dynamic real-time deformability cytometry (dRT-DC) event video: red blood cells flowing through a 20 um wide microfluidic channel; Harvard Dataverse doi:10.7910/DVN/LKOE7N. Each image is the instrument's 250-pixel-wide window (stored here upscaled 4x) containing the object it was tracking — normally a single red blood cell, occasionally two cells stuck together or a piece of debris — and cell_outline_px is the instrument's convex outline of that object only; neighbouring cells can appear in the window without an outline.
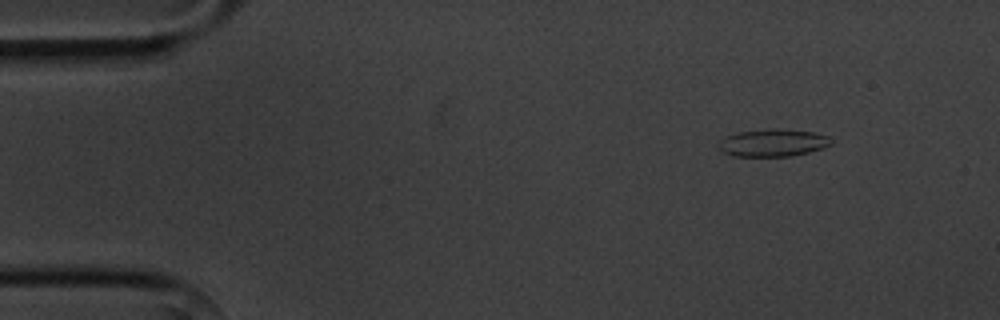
{"species": "common noctule bat (a hibernating species)", "species_latin": "Nyctalus noctula", "temperature_condition": "cold", "stored_images_in_passage": 6, "camera_frame_rate_fps": 3000, "um_per_image_px": 0.085, "animal": {"sex": "male", "body_mass_g": 20.1, "forearm_length_mm": 53.5}, "frame": {"image": 1, "passage_image": 1, "time_ms": 0.0, "image_size_px": [1000, 320], "cell_outline_px": [[832, 144], [808, 152], [792, 156], [732, 156], [720, 152], [716, 144], [720, 140], [728, 136], [740, 132], [768, 128], [780, 128], [812, 132], [828, 136], [832, 140]], "centroid_in_image_um": [65.65, 12.14], "position_along_channel_um": 19.4, "area_um2": 18.09}}
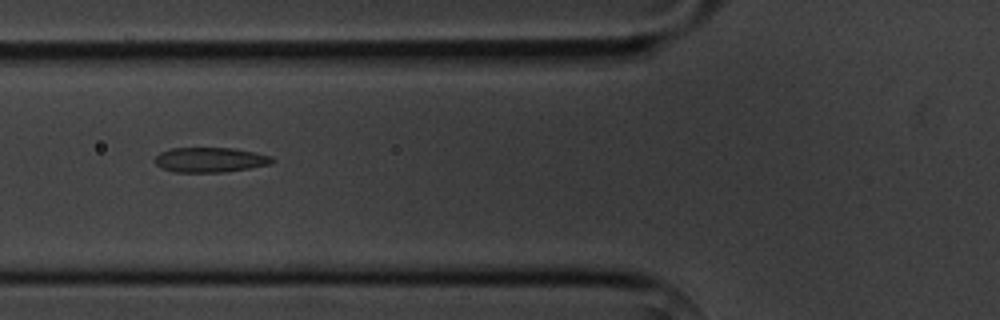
{"frame": {"image": 2, "passage_image": 5, "time_ms": 4.667, "image_size_px": [1000, 320], "cell_outline_px": [[276, 160], [272, 164], [224, 172], [172, 172], [160, 168], [156, 164], [156, 156], [160, 152], [172, 148], [236, 148], [256, 152], [272, 156]], "centroid_in_image_um": [17.89, 13.58], "position_along_channel_um": 107.9, "area_um2": 17.17}}
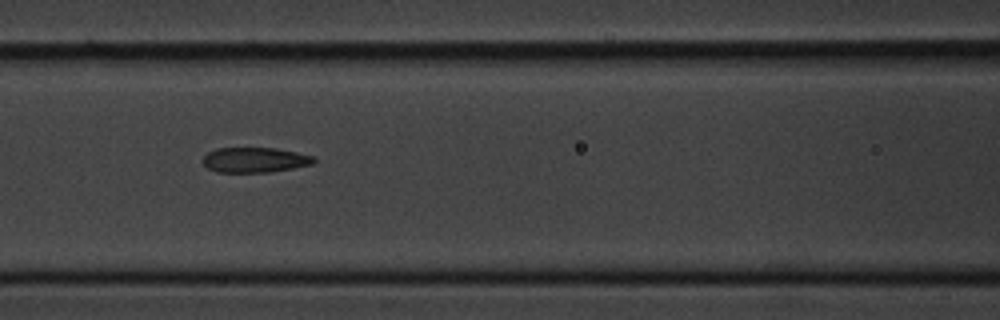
{"frame": {"image": 3, "passage_image": 6, "time_ms": 5.667, "image_size_px": [1000, 320], "cell_outline_px": [[316, 164], [272, 172], [216, 172], [208, 168], [204, 164], [204, 156], [208, 152], [216, 148], [276, 148], [316, 156]], "centroid_in_image_um": [21.73, 13.59], "position_along_channel_um": 144.9, "area_um2": 16.42}}